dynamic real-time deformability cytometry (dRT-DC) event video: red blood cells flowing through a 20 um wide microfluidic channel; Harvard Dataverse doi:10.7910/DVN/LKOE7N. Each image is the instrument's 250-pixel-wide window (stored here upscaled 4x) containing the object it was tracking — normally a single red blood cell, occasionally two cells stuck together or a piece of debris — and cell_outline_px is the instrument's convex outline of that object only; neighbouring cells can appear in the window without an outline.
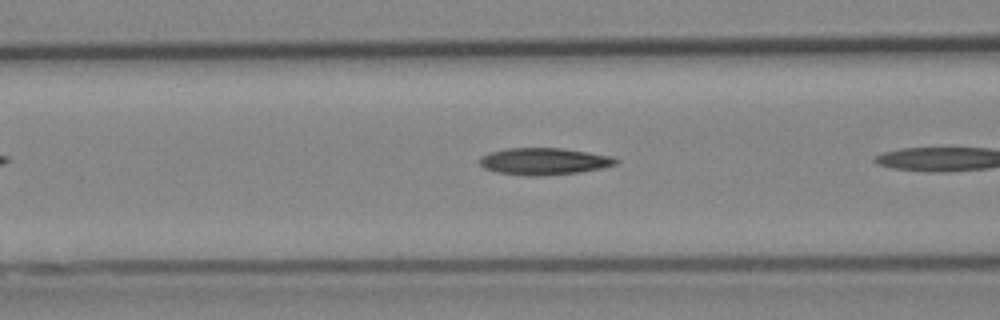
{"species": "Egyptian fruit bat (a non-hibernating species)", "species_latin": "Rousettus aegyptiacus", "temperature_condition": "cold", "stored_images_in_passage": 6, "camera_frame_rate_fps": 3000, "um_per_image_px": 0.085, "animal": {"sex": "female"}, "frame": {"image": 1, "passage_image": 5, "time_ms": 1.333, "image_size_px": [1000, 320], "cell_outline_px": [[620, 160], [616, 164], [600, 168], [580, 172], [544, 176], [528, 176], [496, 172], [484, 168], [480, 164], [480, 156], [492, 152], [508, 148], [560, 148], [608, 156]], "centroid_in_image_um": [46.2, 13.72], "position_along_channel_um": 120.4, "area_um2": 21.1}}